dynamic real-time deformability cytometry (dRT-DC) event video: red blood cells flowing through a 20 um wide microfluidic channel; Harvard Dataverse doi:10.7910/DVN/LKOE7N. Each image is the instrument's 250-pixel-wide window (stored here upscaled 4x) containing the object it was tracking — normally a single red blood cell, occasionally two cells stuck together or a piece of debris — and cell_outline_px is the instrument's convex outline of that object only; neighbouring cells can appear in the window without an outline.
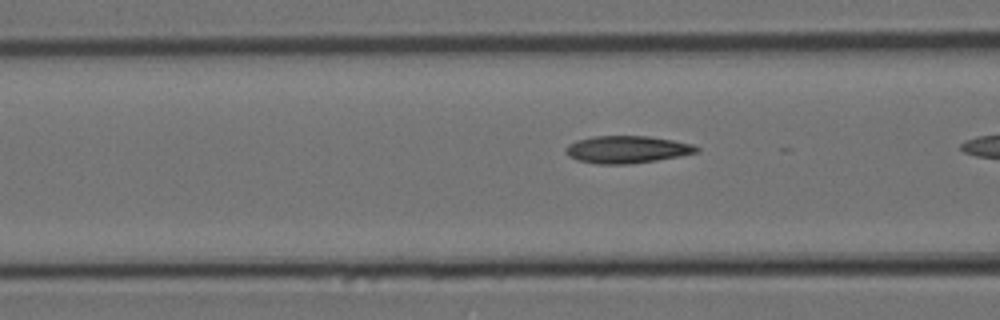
{"species": "Egyptian fruit bat (a non-hibernating species)", "species_latin": "Rousettus aegyptiacus", "temperature_condition": "cold", "stored_images_in_passage": 20, "camera_frame_rate_fps": 3000, "um_per_image_px": 0.085, "animal": {"sex": "female"}, "frame": {"image": 1, "passage_image": 18, "time_ms": 5.667, "image_size_px": [1000, 320], "cell_outline_px": [[700, 152], [656, 160], [628, 164], [596, 164], [576, 160], [568, 156], [564, 152], [564, 148], [568, 144], [576, 140], [592, 136], [648, 136], [672, 140], [692, 144], [700, 148]], "centroid_in_image_um": [53.24, 12.7], "position_along_channel_um": 113.4, "area_um2": 20.98}}